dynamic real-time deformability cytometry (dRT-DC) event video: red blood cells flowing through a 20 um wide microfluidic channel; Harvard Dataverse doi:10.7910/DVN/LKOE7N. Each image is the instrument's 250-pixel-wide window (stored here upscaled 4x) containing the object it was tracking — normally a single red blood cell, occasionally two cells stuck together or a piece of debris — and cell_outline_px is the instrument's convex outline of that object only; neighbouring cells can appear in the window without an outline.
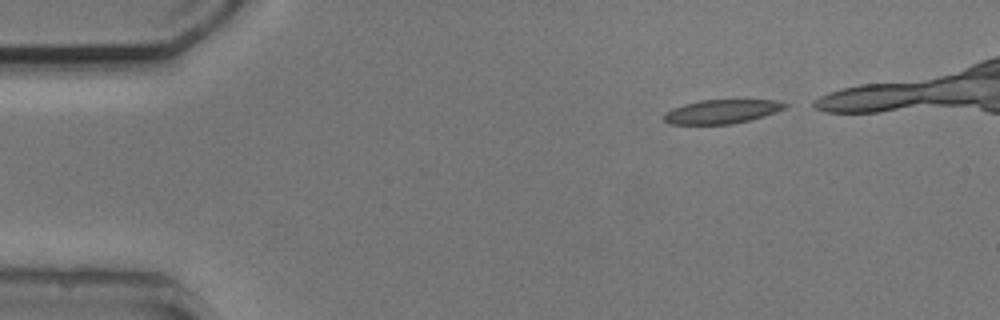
{"species": "common noctule bat (a hibernating species)", "species_latin": "Nyctalus noctula", "temperature_condition": "cold", "stored_images_in_passage": 4, "camera_frame_rate_fps": 3000, "um_per_image_px": 0.085, "animal": {"sex": "male", "body_mass_g": 20.5, "forearm_length_mm": 52.5}, "frame": {"image": 1, "passage_image": 1, "time_ms": 0.0, "image_size_px": [1000, 320], "cell_outline_px": [[788, 104], [784, 108], [776, 112], [764, 116], [732, 124], [672, 124], [664, 120], [664, 112], [672, 108], [684, 104], [700, 100], [776, 100]], "centroid_in_image_um": [61.33, 9.48], "position_along_channel_um": 23.7, "area_um2": 16.76}}